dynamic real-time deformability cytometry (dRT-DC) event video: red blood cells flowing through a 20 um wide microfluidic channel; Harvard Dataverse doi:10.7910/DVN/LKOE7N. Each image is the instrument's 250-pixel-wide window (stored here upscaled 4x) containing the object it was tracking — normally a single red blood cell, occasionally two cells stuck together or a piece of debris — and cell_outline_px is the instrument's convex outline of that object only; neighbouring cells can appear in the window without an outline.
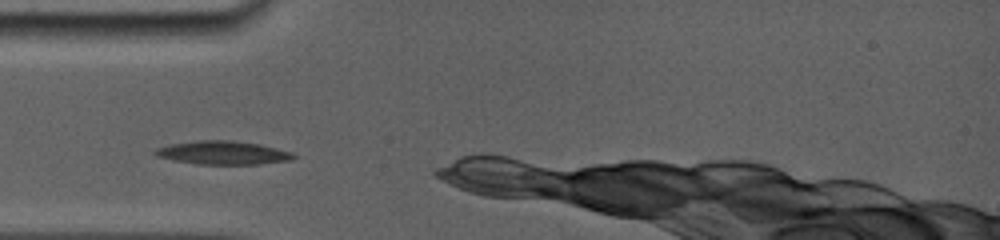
{"species": "common noctule bat (a hibernating species)", "species_latin": "Nyctalus noctula", "temperature_condition": "room temperature", "stored_images_in_passage": 29, "camera_frame_rate_fps": 5000, "um_per_image_px": 0.085, "animal": {"sex": "female", "body_mass_g": 19.0, "forearm_length_mm": 56.7}, "frame": {"image": 1, "passage_image": 1, "time_ms": 0.0, "image_size_px": [1000, 240], "cell_outline_px": [[296, 156], [292, 160], [260, 164], [200, 164], [176, 160], [156, 156], [152, 152], [156, 148], [168, 144], [196, 140], [232, 140], [260, 144], [292, 152]], "centroid_in_image_um": [18.94, 12.97], "position_along_channel_um": 66.1, "area_um2": 18.96}}
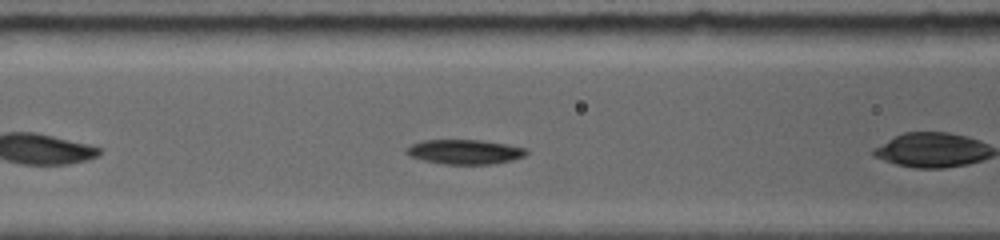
{"frame": {"image": 2, "passage_image": 5, "time_ms": 1.6, "image_size_px": [1000, 240], "cell_outline_px": [[528, 152], [524, 156], [512, 160], [492, 164], [444, 164], [424, 160], [408, 156], [404, 152], [404, 148], [412, 144], [424, 140], [484, 140], [508, 144], [528, 148]], "centroid_in_image_um": [39.5, 12.9], "position_along_channel_um": 127.1, "area_um2": 17.4}}